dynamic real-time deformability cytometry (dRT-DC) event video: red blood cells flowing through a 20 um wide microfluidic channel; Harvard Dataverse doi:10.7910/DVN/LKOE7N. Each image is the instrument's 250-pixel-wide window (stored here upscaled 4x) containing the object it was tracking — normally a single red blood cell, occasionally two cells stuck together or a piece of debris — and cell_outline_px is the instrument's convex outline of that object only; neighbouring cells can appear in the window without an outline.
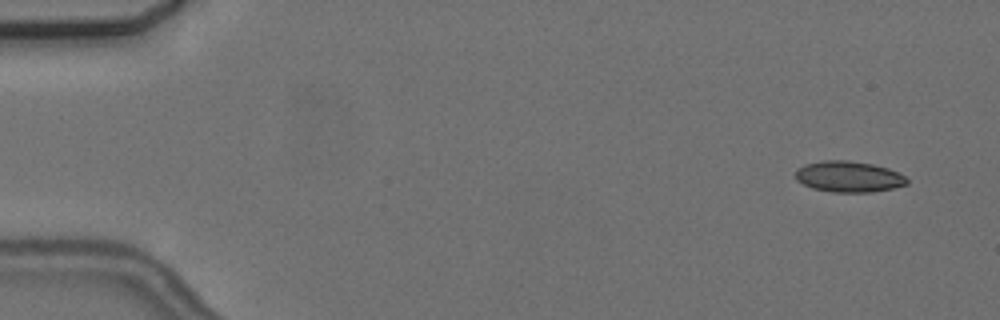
{"species": "common noctule bat (a hibernating species)", "species_latin": "Nyctalus noctula", "temperature_condition": "cold", "stored_images_in_passage": 4, "camera_frame_rate_fps": 3000, "um_per_image_px": 0.085, "animal": {"sex": "female", "body_mass_g": 24.6, "forearm_length_mm": 56.2}, "frame": {"image": 1, "passage_image": 1, "time_ms": 0.0, "image_size_px": [1000, 320], "cell_outline_px": [[908, 184], [892, 188], [872, 192], [832, 192], [812, 188], [796, 180], [796, 168], [804, 164], [824, 160], [848, 160], [872, 164], [888, 168], [904, 176], [908, 180]], "centroid_in_image_um": [72.11, 15.01], "position_along_channel_um": 12.9, "area_um2": 20.11}}
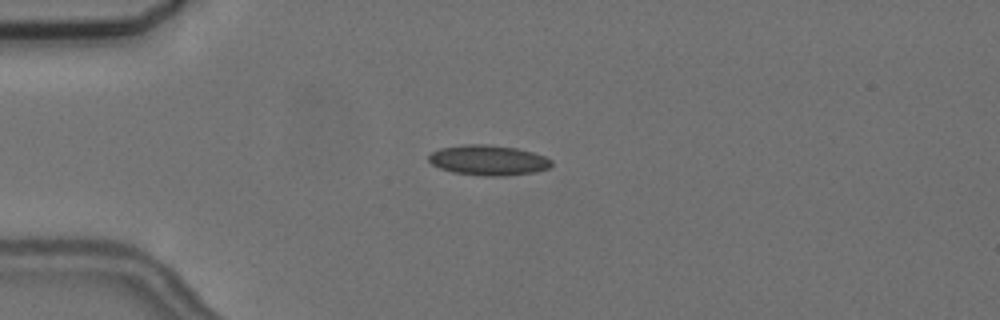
{"frame": {"image": 2, "passage_image": 4, "time_ms": 3.667, "image_size_px": [1000, 320], "cell_outline_px": [[552, 164], [548, 168], [536, 172], [504, 176], [484, 176], [452, 172], [440, 168], [432, 164], [428, 160], [428, 156], [432, 152], [440, 148], [464, 144], [488, 144], [516, 148], [532, 152], [544, 156], [552, 160]], "centroid_in_image_um": [41.5, 13.62], "position_along_channel_um": 43.5, "area_um2": 21.68}}